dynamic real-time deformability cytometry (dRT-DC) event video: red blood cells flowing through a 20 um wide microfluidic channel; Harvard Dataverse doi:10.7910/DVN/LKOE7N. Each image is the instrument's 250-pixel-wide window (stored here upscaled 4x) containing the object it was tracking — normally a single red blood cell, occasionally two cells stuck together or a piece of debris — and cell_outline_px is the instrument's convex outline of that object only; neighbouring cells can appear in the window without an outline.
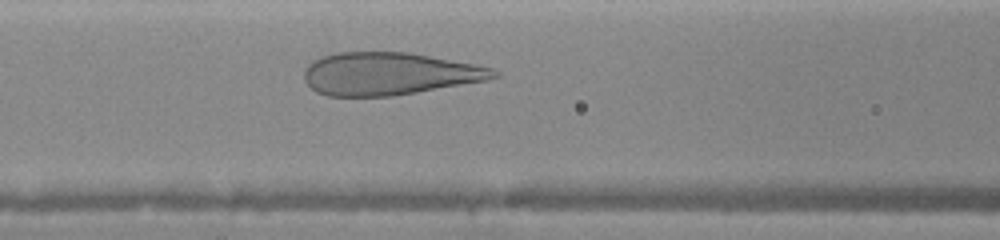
{"species": "human", "species_latin": "Homo sapiens", "temperature_condition": "warm", "stored_images_in_passage": 35, "camera_frame_rate_fps": 3000, "um_per_image_px": 0.085, "donor": {"sex": "female"}, "frame": {"image": 1, "passage_image": 11, "time_ms": 3.0, "image_size_px": [1000, 240], "cell_outline_px": [[500, 76], [488, 80], [392, 96], [328, 96], [316, 92], [304, 80], [304, 68], [308, 64], [324, 56], [340, 52], [408, 52], [476, 64], [492, 68], [500, 72]], "centroid_in_image_um": [33.09, 6.27], "position_along_channel_um": 133.5, "area_um2": 46.99}}
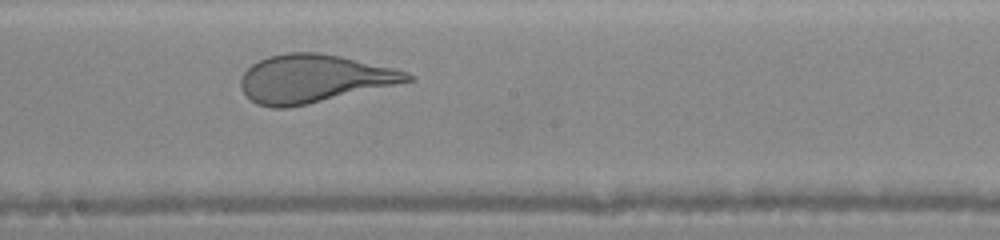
{"frame": {"image": 2, "passage_image": 20, "time_ms": 5.0, "image_size_px": [1000, 240], "cell_outline_px": [[416, 80], [308, 104], [288, 108], [272, 108], [256, 104], [240, 88], [240, 80], [244, 72], [252, 64], [268, 56], [288, 52], [320, 52], [340, 56], [392, 68], [408, 72], [416, 76]], "centroid_in_image_um": [26.67, 6.69], "position_along_channel_um": 221.5, "area_um2": 46.59}}
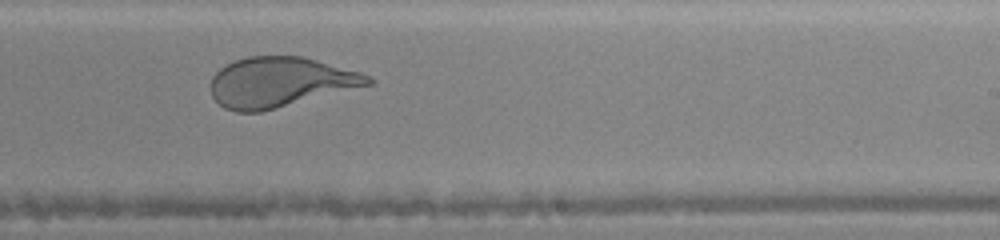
{"frame": {"image": 3, "passage_image": 24, "time_ms": 6.0, "image_size_px": [1000, 240], "cell_outline_px": [[376, 84], [260, 112], [236, 112], [224, 108], [212, 96], [212, 76], [220, 68], [236, 60], [248, 56], [304, 56], [360, 72], [376, 80]], "centroid_in_image_um": [23.86, 6.99], "position_along_channel_um": 265.1, "area_um2": 46.01}}